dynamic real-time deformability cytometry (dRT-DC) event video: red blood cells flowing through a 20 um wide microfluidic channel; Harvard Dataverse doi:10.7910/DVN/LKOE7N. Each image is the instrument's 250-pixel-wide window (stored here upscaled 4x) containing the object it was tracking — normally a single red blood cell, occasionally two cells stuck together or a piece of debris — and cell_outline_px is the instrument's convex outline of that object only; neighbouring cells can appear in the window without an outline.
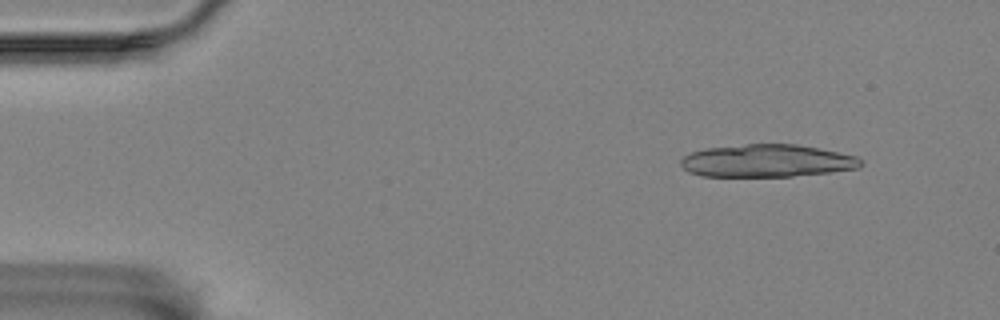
{"species": "Egyptian fruit bat (a non-hibernating species)", "species_latin": "Rousettus aegyptiacus", "temperature_condition": "room temperature", "stored_images_in_passage": 15, "camera_frame_rate_fps": 3000, "um_per_image_px": 0.085, "animal": {"sex": "female"}, "frame": {"image": 1, "passage_image": 5, "time_ms": 1.333, "image_size_px": [1000, 320], "cell_outline_px": [[864, 164], [860, 168], [828, 172], [792, 176], [700, 176], [688, 172], [680, 164], [680, 160], [684, 156], [692, 152], [704, 148], [744, 144], [796, 144], [856, 156], [864, 160]], "centroid_in_image_um": [65.18, 13.67], "position_along_channel_um": 19.8, "area_um2": 34.22}}